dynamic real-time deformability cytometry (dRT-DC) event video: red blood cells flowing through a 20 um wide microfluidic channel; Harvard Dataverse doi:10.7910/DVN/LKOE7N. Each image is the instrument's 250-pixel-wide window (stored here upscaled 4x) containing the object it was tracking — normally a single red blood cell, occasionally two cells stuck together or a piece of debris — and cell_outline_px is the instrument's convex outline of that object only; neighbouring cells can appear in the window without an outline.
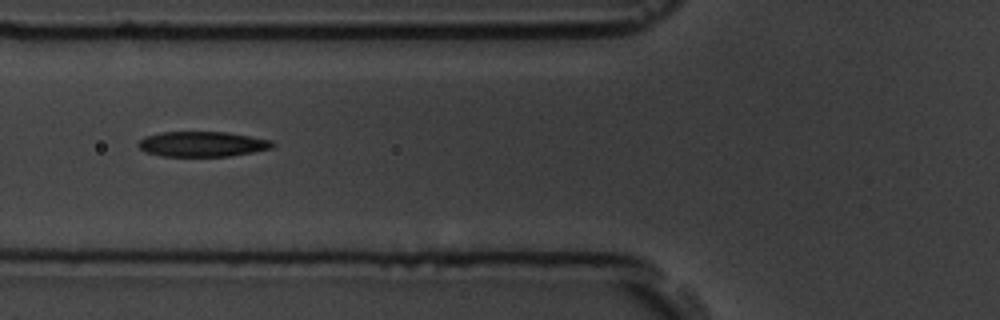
{"species": "common noctule bat (a hibernating species)", "species_latin": "Nyctalus noctula", "temperature_condition": "room temperature", "stored_images_in_passage": 7, "camera_frame_rate_fps": 3000, "um_per_image_px": 0.085, "animal": {"sex": "male", "body_mass_g": 19.5, "forearm_length_mm": 54.6}, "frame": {"image": 1, "passage_image": 3, "time_ms": 3.333, "image_size_px": [1000, 320], "cell_outline_px": [[276, 144], [272, 148], [252, 152], [228, 156], [160, 156], [144, 152], [136, 144], [144, 136], [160, 132], [228, 132], [272, 140]], "centroid_in_image_um": [17.17, 12.24], "position_along_channel_um": 108.6, "area_um2": 19.83}}
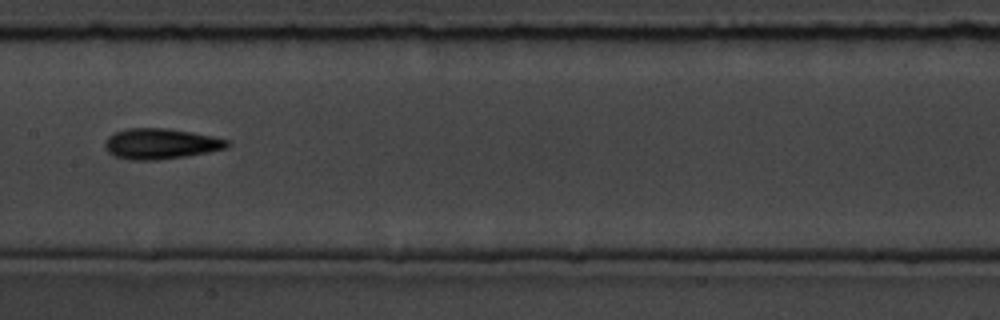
{"frame": {"image": 2, "passage_image": 5, "time_ms": 5.667, "image_size_px": [1000, 320], "cell_outline_px": [[232, 144], [228, 148], [208, 152], [184, 156], [156, 160], [128, 160], [112, 156], [108, 152], [104, 144], [108, 136], [116, 132], [128, 128], [168, 128], [192, 132], [212, 136], [228, 140]], "centroid_in_image_um": [13.66, 12.22], "position_along_channel_um": 193.7, "area_um2": 21.91}}
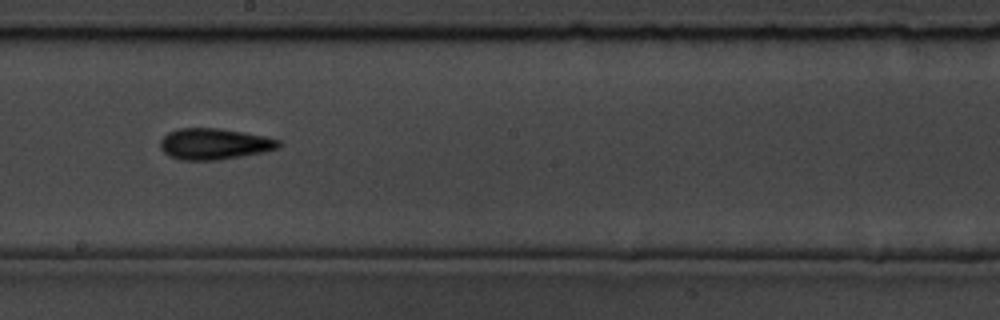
{"frame": {"image": 3, "passage_image": 6, "time_ms": 6.667, "image_size_px": [1000, 320], "cell_outline_px": [[280, 148], [264, 152], [216, 160], [180, 160], [168, 156], [160, 148], [160, 140], [168, 132], [180, 128], [220, 128], [264, 136], [280, 140]], "centroid_in_image_um": [18.19, 12.23], "position_along_channel_um": 230.0, "area_um2": 21.5}}